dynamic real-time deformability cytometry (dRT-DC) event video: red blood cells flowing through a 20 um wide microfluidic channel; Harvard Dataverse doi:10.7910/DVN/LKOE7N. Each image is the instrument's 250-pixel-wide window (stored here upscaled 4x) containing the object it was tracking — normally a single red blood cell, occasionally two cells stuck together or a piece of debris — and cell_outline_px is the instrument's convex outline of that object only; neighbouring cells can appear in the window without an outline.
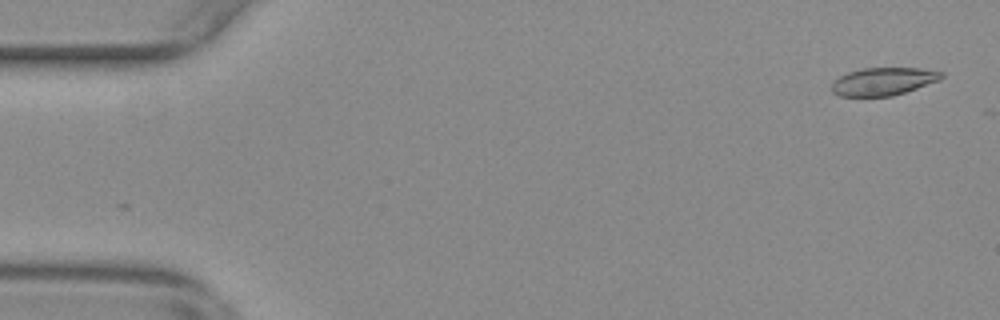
{"species": "common noctule bat (a hibernating species)", "species_latin": "Nyctalus noctula", "temperature_condition": "warm", "stored_images_in_passage": 6, "camera_frame_rate_fps": 3000, "um_per_image_px": 0.085, "animal": {"sex": "female", "body_mass_g": 29.2, "forearm_length_mm": 56.3}, "frame": {"image": 1, "passage_image": 2, "time_ms": 0.333, "image_size_px": [1000, 320], "cell_outline_px": [[944, 76], [940, 80], [892, 96], [840, 96], [832, 92], [832, 84], [840, 76], [848, 72], [860, 68], [920, 68], [944, 72]], "centroid_in_image_um": [75.09, 6.91], "position_along_channel_um": 9.9, "area_um2": 17.69}}